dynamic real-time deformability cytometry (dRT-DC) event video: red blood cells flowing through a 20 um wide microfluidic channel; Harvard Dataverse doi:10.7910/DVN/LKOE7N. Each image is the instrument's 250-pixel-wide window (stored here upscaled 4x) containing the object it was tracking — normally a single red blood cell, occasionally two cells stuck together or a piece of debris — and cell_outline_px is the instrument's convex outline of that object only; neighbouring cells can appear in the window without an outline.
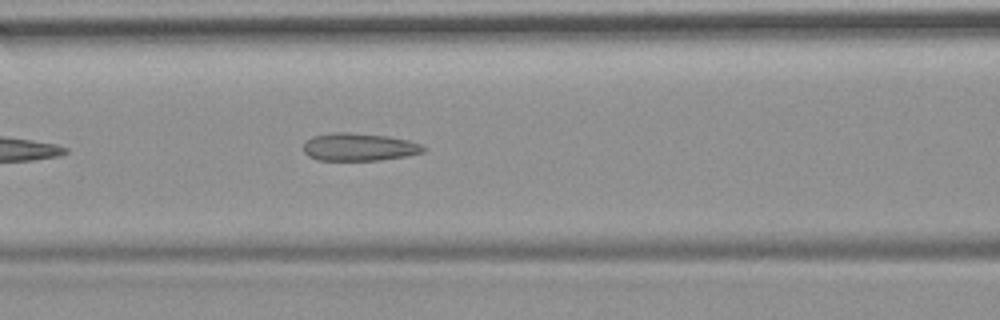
{"species": "common noctule bat (a hibernating species)", "species_latin": "Nyctalus noctula", "temperature_condition": "room temperature", "stored_images_in_passage": 6, "camera_frame_rate_fps": 3000, "um_per_image_px": 0.085, "animal": {"sex": "female", "body_mass_g": 19.9}, "frame": {"image": 1, "passage_image": 6, "time_ms": 6.667, "image_size_px": [1000, 320], "cell_outline_px": [[428, 148], [424, 152], [408, 156], [380, 160], [316, 160], [308, 156], [304, 152], [304, 144], [312, 136], [332, 132], [348, 132], [388, 136], [408, 140], [420, 144]], "centroid_in_image_um": [30.54, 12.5], "position_along_channel_um": 136.1, "area_um2": 19.54}}